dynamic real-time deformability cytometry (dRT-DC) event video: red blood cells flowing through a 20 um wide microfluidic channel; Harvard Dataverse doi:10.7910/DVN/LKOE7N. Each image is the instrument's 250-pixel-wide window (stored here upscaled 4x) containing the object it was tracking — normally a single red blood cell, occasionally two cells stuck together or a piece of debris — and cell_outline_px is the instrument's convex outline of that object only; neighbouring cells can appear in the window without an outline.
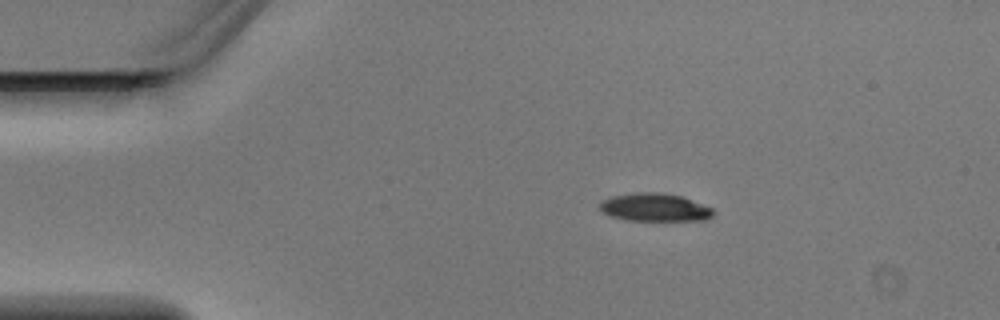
{"species": "Egyptian fruit bat (a non-hibernating species)", "species_latin": "Rousettus aegyptiacus", "temperature_condition": "warm", "stored_images_in_passage": 4, "camera_frame_rate_fps": 3000, "um_per_image_px": 0.085, "animal": {"sex": "male"}, "frame": {"image": 1, "passage_image": 2, "time_ms": 0.333, "image_size_px": [1000, 320], "cell_outline_px": [[716, 212], [708, 220], [628, 220], [612, 216], [604, 212], [600, 208], [600, 200], [612, 196], [636, 192], [664, 192], [680, 196], [712, 208]], "centroid_in_image_um": [55.67, 17.62], "position_along_channel_um": 29.3, "area_um2": 18.44}}
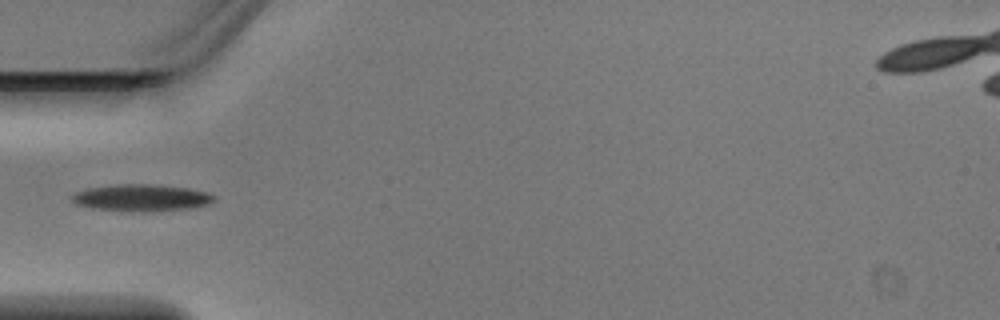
{"frame": {"image": 2, "passage_image": 3, "time_ms": 0.667, "image_size_px": [1000, 320], "cell_outline_px": [[216, 200], [208, 204], [192, 208], [144, 212], [92, 208], [76, 204], [68, 200], [68, 196], [76, 192], [88, 188], [120, 184], [152, 184], [188, 188], [208, 192], [216, 196]], "centroid_in_image_um": [12.01, 16.81], "position_along_channel_um": 73.0, "area_um2": 22.43}}
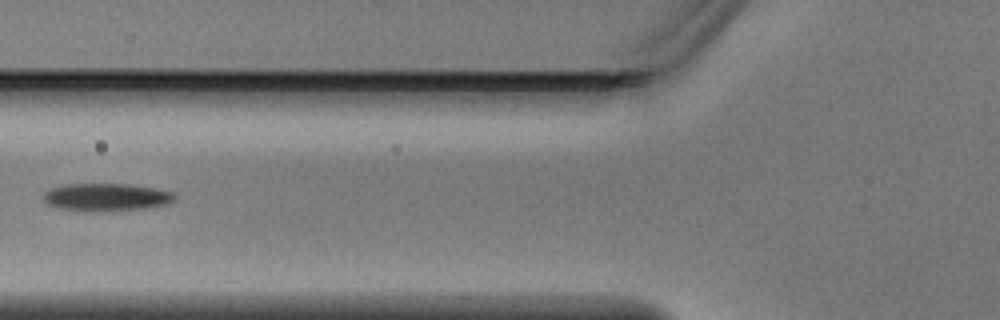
{"frame": {"image": 3, "passage_image": 4, "time_ms": 1.0, "image_size_px": [1000, 320], "cell_outline_px": [[176, 196], [168, 204], [144, 208], [92, 212], [56, 208], [48, 204], [44, 200], [44, 192], [52, 188], [64, 184], [128, 184], [156, 188], [172, 192]], "centroid_in_image_um": [9.01, 16.76], "position_along_channel_um": 116.8, "area_um2": 21.15}}